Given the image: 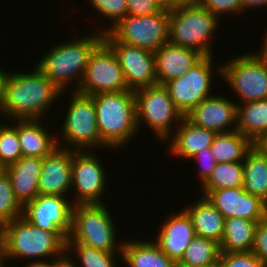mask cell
Instances as JSON below:
<instances>
[{
    "label": "cell",
    "mask_w": 267,
    "mask_h": 267,
    "mask_svg": "<svg viewBox=\"0 0 267 267\" xmlns=\"http://www.w3.org/2000/svg\"><path fill=\"white\" fill-rule=\"evenodd\" d=\"M66 241L64 233L43 230L21 216L3 225L4 265L7 267L6 261L21 258L53 259L66 249Z\"/></svg>",
    "instance_id": "obj_4"
},
{
    "label": "cell",
    "mask_w": 267,
    "mask_h": 267,
    "mask_svg": "<svg viewBox=\"0 0 267 267\" xmlns=\"http://www.w3.org/2000/svg\"><path fill=\"white\" fill-rule=\"evenodd\" d=\"M243 188L267 204V152L254 145L243 161Z\"/></svg>",
    "instance_id": "obj_26"
},
{
    "label": "cell",
    "mask_w": 267,
    "mask_h": 267,
    "mask_svg": "<svg viewBox=\"0 0 267 267\" xmlns=\"http://www.w3.org/2000/svg\"><path fill=\"white\" fill-rule=\"evenodd\" d=\"M252 252L267 265V215L257 223Z\"/></svg>",
    "instance_id": "obj_38"
},
{
    "label": "cell",
    "mask_w": 267,
    "mask_h": 267,
    "mask_svg": "<svg viewBox=\"0 0 267 267\" xmlns=\"http://www.w3.org/2000/svg\"><path fill=\"white\" fill-rule=\"evenodd\" d=\"M42 162V157L22 156L15 163L5 167L13 193L22 206L39 195Z\"/></svg>",
    "instance_id": "obj_21"
},
{
    "label": "cell",
    "mask_w": 267,
    "mask_h": 267,
    "mask_svg": "<svg viewBox=\"0 0 267 267\" xmlns=\"http://www.w3.org/2000/svg\"><path fill=\"white\" fill-rule=\"evenodd\" d=\"M91 97L94 100L101 147H124L138 132L135 92L99 93Z\"/></svg>",
    "instance_id": "obj_3"
},
{
    "label": "cell",
    "mask_w": 267,
    "mask_h": 267,
    "mask_svg": "<svg viewBox=\"0 0 267 267\" xmlns=\"http://www.w3.org/2000/svg\"><path fill=\"white\" fill-rule=\"evenodd\" d=\"M109 212L104 203L74 205L71 230L66 242H78L95 249L122 253L124 241L117 243L115 223Z\"/></svg>",
    "instance_id": "obj_5"
},
{
    "label": "cell",
    "mask_w": 267,
    "mask_h": 267,
    "mask_svg": "<svg viewBox=\"0 0 267 267\" xmlns=\"http://www.w3.org/2000/svg\"><path fill=\"white\" fill-rule=\"evenodd\" d=\"M201 2L202 0H174V7L200 5Z\"/></svg>",
    "instance_id": "obj_45"
},
{
    "label": "cell",
    "mask_w": 267,
    "mask_h": 267,
    "mask_svg": "<svg viewBox=\"0 0 267 267\" xmlns=\"http://www.w3.org/2000/svg\"><path fill=\"white\" fill-rule=\"evenodd\" d=\"M213 56H205L198 64L186 74L167 82L164 86L168 89L173 104L185 117L196 105L207 97L212 96L211 85L215 69ZM214 70V71H213Z\"/></svg>",
    "instance_id": "obj_12"
},
{
    "label": "cell",
    "mask_w": 267,
    "mask_h": 267,
    "mask_svg": "<svg viewBox=\"0 0 267 267\" xmlns=\"http://www.w3.org/2000/svg\"><path fill=\"white\" fill-rule=\"evenodd\" d=\"M23 206L13 193L12 184L6 172L0 175V224L11 222L22 216Z\"/></svg>",
    "instance_id": "obj_34"
},
{
    "label": "cell",
    "mask_w": 267,
    "mask_h": 267,
    "mask_svg": "<svg viewBox=\"0 0 267 267\" xmlns=\"http://www.w3.org/2000/svg\"><path fill=\"white\" fill-rule=\"evenodd\" d=\"M89 2L97 10L96 12L111 20L109 22L111 25L108 28H104L103 33L108 32L120 20L127 16L126 0H89Z\"/></svg>",
    "instance_id": "obj_35"
},
{
    "label": "cell",
    "mask_w": 267,
    "mask_h": 267,
    "mask_svg": "<svg viewBox=\"0 0 267 267\" xmlns=\"http://www.w3.org/2000/svg\"><path fill=\"white\" fill-rule=\"evenodd\" d=\"M218 267H267L252 251L220 253Z\"/></svg>",
    "instance_id": "obj_36"
},
{
    "label": "cell",
    "mask_w": 267,
    "mask_h": 267,
    "mask_svg": "<svg viewBox=\"0 0 267 267\" xmlns=\"http://www.w3.org/2000/svg\"><path fill=\"white\" fill-rule=\"evenodd\" d=\"M127 15L143 16L159 12L163 7L155 0H126Z\"/></svg>",
    "instance_id": "obj_40"
},
{
    "label": "cell",
    "mask_w": 267,
    "mask_h": 267,
    "mask_svg": "<svg viewBox=\"0 0 267 267\" xmlns=\"http://www.w3.org/2000/svg\"><path fill=\"white\" fill-rule=\"evenodd\" d=\"M228 98L221 95L207 97L186 114L185 118L194 125L215 133L234 131L237 127V103Z\"/></svg>",
    "instance_id": "obj_17"
},
{
    "label": "cell",
    "mask_w": 267,
    "mask_h": 267,
    "mask_svg": "<svg viewBox=\"0 0 267 267\" xmlns=\"http://www.w3.org/2000/svg\"><path fill=\"white\" fill-rule=\"evenodd\" d=\"M176 131H173L167 141H169V152L175 157L189 159L192 158L198 151L209 148L217 133L206 128L198 127L188 121L185 117L182 121L175 125ZM172 139H171V138Z\"/></svg>",
    "instance_id": "obj_22"
},
{
    "label": "cell",
    "mask_w": 267,
    "mask_h": 267,
    "mask_svg": "<svg viewBox=\"0 0 267 267\" xmlns=\"http://www.w3.org/2000/svg\"><path fill=\"white\" fill-rule=\"evenodd\" d=\"M41 121L18 120V137L22 156L44 158L58 146L56 140L58 135L51 136L45 129L46 125L44 127Z\"/></svg>",
    "instance_id": "obj_24"
},
{
    "label": "cell",
    "mask_w": 267,
    "mask_h": 267,
    "mask_svg": "<svg viewBox=\"0 0 267 267\" xmlns=\"http://www.w3.org/2000/svg\"><path fill=\"white\" fill-rule=\"evenodd\" d=\"M163 8L171 9L174 7V0H155Z\"/></svg>",
    "instance_id": "obj_48"
},
{
    "label": "cell",
    "mask_w": 267,
    "mask_h": 267,
    "mask_svg": "<svg viewBox=\"0 0 267 267\" xmlns=\"http://www.w3.org/2000/svg\"><path fill=\"white\" fill-rule=\"evenodd\" d=\"M155 67L157 84L165 85L172 79L186 74L205 56L195 49L174 45L170 42L162 45L156 52Z\"/></svg>",
    "instance_id": "obj_20"
},
{
    "label": "cell",
    "mask_w": 267,
    "mask_h": 267,
    "mask_svg": "<svg viewBox=\"0 0 267 267\" xmlns=\"http://www.w3.org/2000/svg\"><path fill=\"white\" fill-rule=\"evenodd\" d=\"M66 250L78 255V267H117L116 256L120 254L122 257V253L103 251L78 242H66Z\"/></svg>",
    "instance_id": "obj_32"
},
{
    "label": "cell",
    "mask_w": 267,
    "mask_h": 267,
    "mask_svg": "<svg viewBox=\"0 0 267 267\" xmlns=\"http://www.w3.org/2000/svg\"><path fill=\"white\" fill-rule=\"evenodd\" d=\"M136 100V122L140 130L143 122L162 141L169 138L174 129L173 121L180 123L184 116L173 104L168 89L164 85H153L137 89ZM143 121V122H142Z\"/></svg>",
    "instance_id": "obj_8"
},
{
    "label": "cell",
    "mask_w": 267,
    "mask_h": 267,
    "mask_svg": "<svg viewBox=\"0 0 267 267\" xmlns=\"http://www.w3.org/2000/svg\"><path fill=\"white\" fill-rule=\"evenodd\" d=\"M13 122L10 126L6 123L0 126V163L4 167L15 163L22 157L18 137V120Z\"/></svg>",
    "instance_id": "obj_33"
},
{
    "label": "cell",
    "mask_w": 267,
    "mask_h": 267,
    "mask_svg": "<svg viewBox=\"0 0 267 267\" xmlns=\"http://www.w3.org/2000/svg\"><path fill=\"white\" fill-rule=\"evenodd\" d=\"M62 93L65 92L60 91L36 66L29 73L10 72L1 106L3 117L6 116L10 122L40 120Z\"/></svg>",
    "instance_id": "obj_1"
},
{
    "label": "cell",
    "mask_w": 267,
    "mask_h": 267,
    "mask_svg": "<svg viewBox=\"0 0 267 267\" xmlns=\"http://www.w3.org/2000/svg\"><path fill=\"white\" fill-rule=\"evenodd\" d=\"M1 115L3 116V112L1 111V108H0V119H2V118H1ZM0 121H1V120H0ZM2 124H3V123L0 122V126H1Z\"/></svg>",
    "instance_id": "obj_51"
},
{
    "label": "cell",
    "mask_w": 267,
    "mask_h": 267,
    "mask_svg": "<svg viewBox=\"0 0 267 267\" xmlns=\"http://www.w3.org/2000/svg\"><path fill=\"white\" fill-rule=\"evenodd\" d=\"M241 5L243 7V11L251 8L257 7H267V0H241Z\"/></svg>",
    "instance_id": "obj_43"
},
{
    "label": "cell",
    "mask_w": 267,
    "mask_h": 267,
    "mask_svg": "<svg viewBox=\"0 0 267 267\" xmlns=\"http://www.w3.org/2000/svg\"><path fill=\"white\" fill-rule=\"evenodd\" d=\"M243 162L217 163L209 178L201 185L202 196L211 191L243 186Z\"/></svg>",
    "instance_id": "obj_31"
},
{
    "label": "cell",
    "mask_w": 267,
    "mask_h": 267,
    "mask_svg": "<svg viewBox=\"0 0 267 267\" xmlns=\"http://www.w3.org/2000/svg\"><path fill=\"white\" fill-rule=\"evenodd\" d=\"M264 43L263 46H262V49L260 52H255L258 57L265 63L266 67H267V31L266 33L264 34Z\"/></svg>",
    "instance_id": "obj_44"
},
{
    "label": "cell",
    "mask_w": 267,
    "mask_h": 267,
    "mask_svg": "<svg viewBox=\"0 0 267 267\" xmlns=\"http://www.w3.org/2000/svg\"><path fill=\"white\" fill-rule=\"evenodd\" d=\"M220 256L219 244L208 238L195 236L177 267H218Z\"/></svg>",
    "instance_id": "obj_30"
},
{
    "label": "cell",
    "mask_w": 267,
    "mask_h": 267,
    "mask_svg": "<svg viewBox=\"0 0 267 267\" xmlns=\"http://www.w3.org/2000/svg\"><path fill=\"white\" fill-rule=\"evenodd\" d=\"M255 144L239 131L217 133L210 146L217 163L243 162Z\"/></svg>",
    "instance_id": "obj_29"
},
{
    "label": "cell",
    "mask_w": 267,
    "mask_h": 267,
    "mask_svg": "<svg viewBox=\"0 0 267 267\" xmlns=\"http://www.w3.org/2000/svg\"><path fill=\"white\" fill-rule=\"evenodd\" d=\"M122 259L128 267H177L152 240H124Z\"/></svg>",
    "instance_id": "obj_27"
},
{
    "label": "cell",
    "mask_w": 267,
    "mask_h": 267,
    "mask_svg": "<svg viewBox=\"0 0 267 267\" xmlns=\"http://www.w3.org/2000/svg\"><path fill=\"white\" fill-rule=\"evenodd\" d=\"M0 267H5L3 261V225L0 224Z\"/></svg>",
    "instance_id": "obj_47"
},
{
    "label": "cell",
    "mask_w": 267,
    "mask_h": 267,
    "mask_svg": "<svg viewBox=\"0 0 267 267\" xmlns=\"http://www.w3.org/2000/svg\"><path fill=\"white\" fill-rule=\"evenodd\" d=\"M72 91L71 102L66 116L63 117L65 119L61 128L62 133H59V136H62L56 139L60 142L57 141V145L66 149L72 146V150H94L95 147L97 149V146H101V137L98 132L94 100L91 96Z\"/></svg>",
    "instance_id": "obj_7"
},
{
    "label": "cell",
    "mask_w": 267,
    "mask_h": 267,
    "mask_svg": "<svg viewBox=\"0 0 267 267\" xmlns=\"http://www.w3.org/2000/svg\"><path fill=\"white\" fill-rule=\"evenodd\" d=\"M197 202V203H196ZM191 205V206H190ZM184 210L191 218L196 236L212 239L218 244L222 241L225 218L214 205L202 196Z\"/></svg>",
    "instance_id": "obj_23"
},
{
    "label": "cell",
    "mask_w": 267,
    "mask_h": 267,
    "mask_svg": "<svg viewBox=\"0 0 267 267\" xmlns=\"http://www.w3.org/2000/svg\"><path fill=\"white\" fill-rule=\"evenodd\" d=\"M73 150L56 147L43 158L39 177V194L58 195L68 197L72 190V162Z\"/></svg>",
    "instance_id": "obj_18"
},
{
    "label": "cell",
    "mask_w": 267,
    "mask_h": 267,
    "mask_svg": "<svg viewBox=\"0 0 267 267\" xmlns=\"http://www.w3.org/2000/svg\"><path fill=\"white\" fill-rule=\"evenodd\" d=\"M199 161L201 164L200 170L197 172L199 174L200 185H202L211 175L212 171L214 170L217 162L213 157L210 147L204 148L198 151L192 158Z\"/></svg>",
    "instance_id": "obj_39"
},
{
    "label": "cell",
    "mask_w": 267,
    "mask_h": 267,
    "mask_svg": "<svg viewBox=\"0 0 267 267\" xmlns=\"http://www.w3.org/2000/svg\"><path fill=\"white\" fill-rule=\"evenodd\" d=\"M200 6L218 18L225 13H244L241 0H202Z\"/></svg>",
    "instance_id": "obj_37"
},
{
    "label": "cell",
    "mask_w": 267,
    "mask_h": 267,
    "mask_svg": "<svg viewBox=\"0 0 267 267\" xmlns=\"http://www.w3.org/2000/svg\"><path fill=\"white\" fill-rule=\"evenodd\" d=\"M259 145L267 152V136L259 143Z\"/></svg>",
    "instance_id": "obj_49"
},
{
    "label": "cell",
    "mask_w": 267,
    "mask_h": 267,
    "mask_svg": "<svg viewBox=\"0 0 267 267\" xmlns=\"http://www.w3.org/2000/svg\"><path fill=\"white\" fill-rule=\"evenodd\" d=\"M9 71L6 72V70H0V108L3 104L4 97H5V89H6V81L9 76Z\"/></svg>",
    "instance_id": "obj_42"
},
{
    "label": "cell",
    "mask_w": 267,
    "mask_h": 267,
    "mask_svg": "<svg viewBox=\"0 0 267 267\" xmlns=\"http://www.w3.org/2000/svg\"><path fill=\"white\" fill-rule=\"evenodd\" d=\"M108 32L119 42L156 52L168 42L169 9L150 15H127Z\"/></svg>",
    "instance_id": "obj_10"
},
{
    "label": "cell",
    "mask_w": 267,
    "mask_h": 267,
    "mask_svg": "<svg viewBox=\"0 0 267 267\" xmlns=\"http://www.w3.org/2000/svg\"><path fill=\"white\" fill-rule=\"evenodd\" d=\"M224 64L216 69L218 75L233 88L242 103L267 99V67L255 51Z\"/></svg>",
    "instance_id": "obj_9"
},
{
    "label": "cell",
    "mask_w": 267,
    "mask_h": 267,
    "mask_svg": "<svg viewBox=\"0 0 267 267\" xmlns=\"http://www.w3.org/2000/svg\"><path fill=\"white\" fill-rule=\"evenodd\" d=\"M73 253H69L66 249L59 255L51 259V267H78L77 261L73 260L70 256Z\"/></svg>",
    "instance_id": "obj_41"
},
{
    "label": "cell",
    "mask_w": 267,
    "mask_h": 267,
    "mask_svg": "<svg viewBox=\"0 0 267 267\" xmlns=\"http://www.w3.org/2000/svg\"><path fill=\"white\" fill-rule=\"evenodd\" d=\"M236 130L255 145L267 136V99L237 102Z\"/></svg>",
    "instance_id": "obj_25"
},
{
    "label": "cell",
    "mask_w": 267,
    "mask_h": 267,
    "mask_svg": "<svg viewBox=\"0 0 267 267\" xmlns=\"http://www.w3.org/2000/svg\"><path fill=\"white\" fill-rule=\"evenodd\" d=\"M5 172V167L0 163V175Z\"/></svg>",
    "instance_id": "obj_50"
},
{
    "label": "cell",
    "mask_w": 267,
    "mask_h": 267,
    "mask_svg": "<svg viewBox=\"0 0 267 267\" xmlns=\"http://www.w3.org/2000/svg\"><path fill=\"white\" fill-rule=\"evenodd\" d=\"M90 152V153H89ZM97 152L92 150H73L71 173L72 186L75 189L76 204L103 203V192L107 186L106 170H104ZM102 199V200H101Z\"/></svg>",
    "instance_id": "obj_13"
},
{
    "label": "cell",
    "mask_w": 267,
    "mask_h": 267,
    "mask_svg": "<svg viewBox=\"0 0 267 267\" xmlns=\"http://www.w3.org/2000/svg\"><path fill=\"white\" fill-rule=\"evenodd\" d=\"M165 221L157 236L154 237L156 238L154 242L167 257L177 264L196 233L191 218L183 209L177 213L173 211Z\"/></svg>",
    "instance_id": "obj_19"
},
{
    "label": "cell",
    "mask_w": 267,
    "mask_h": 267,
    "mask_svg": "<svg viewBox=\"0 0 267 267\" xmlns=\"http://www.w3.org/2000/svg\"><path fill=\"white\" fill-rule=\"evenodd\" d=\"M77 38L53 45L36 64V67L62 92L68 91V86L74 83L72 81H75L73 85L76 88L73 89L78 90L90 54L103 40V32L101 30L96 34H86Z\"/></svg>",
    "instance_id": "obj_2"
},
{
    "label": "cell",
    "mask_w": 267,
    "mask_h": 267,
    "mask_svg": "<svg viewBox=\"0 0 267 267\" xmlns=\"http://www.w3.org/2000/svg\"><path fill=\"white\" fill-rule=\"evenodd\" d=\"M219 25L218 17L200 5L169 9L168 42L213 56L211 41Z\"/></svg>",
    "instance_id": "obj_6"
},
{
    "label": "cell",
    "mask_w": 267,
    "mask_h": 267,
    "mask_svg": "<svg viewBox=\"0 0 267 267\" xmlns=\"http://www.w3.org/2000/svg\"><path fill=\"white\" fill-rule=\"evenodd\" d=\"M47 260H36V261H30V263H28L27 265H26V267H51V260L49 261H47Z\"/></svg>",
    "instance_id": "obj_46"
},
{
    "label": "cell",
    "mask_w": 267,
    "mask_h": 267,
    "mask_svg": "<svg viewBox=\"0 0 267 267\" xmlns=\"http://www.w3.org/2000/svg\"><path fill=\"white\" fill-rule=\"evenodd\" d=\"M128 90L130 89L114 51L102 40L90 54L83 79L76 92L92 96Z\"/></svg>",
    "instance_id": "obj_11"
},
{
    "label": "cell",
    "mask_w": 267,
    "mask_h": 267,
    "mask_svg": "<svg viewBox=\"0 0 267 267\" xmlns=\"http://www.w3.org/2000/svg\"><path fill=\"white\" fill-rule=\"evenodd\" d=\"M258 222L245 218L225 219L220 253L252 251Z\"/></svg>",
    "instance_id": "obj_28"
},
{
    "label": "cell",
    "mask_w": 267,
    "mask_h": 267,
    "mask_svg": "<svg viewBox=\"0 0 267 267\" xmlns=\"http://www.w3.org/2000/svg\"><path fill=\"white\" fill-rule=\"evenodd\" d=\"M206 197L225 219L234 217L260 221L267 215V204L242 186L214 190Z\"/></svg>",
    "instance_id": "obj_16"
},
{
    "label": "cell",
    "mask_w": 267,
    "mask_h": 267,
    "mask_svg": "<svg viewBox=\"0 0 267 267\" xmlns=\"http://www.w3.org/2000/svg\"><path fill=\"white\" fill-rule=\"evenodd\" d=\"M71 199L39 194L23 206L22 217L36 227L53 233H64L68 237L74 206Z\"/></svg>",
    "instance_id": "obj_15"
},
{
    "label": "cell",
    "mask_w": 267,
    "mask_h": 267,
    "mask_svg": "<svg viewBox=\"0 0 267 267\" xmlns=\"http://www.w3.org/2000/svg\"><path fill=\"white\" fill-rule=\"evenodd\" d=\"M103 40L114 51L130 90L157 85L154 52L119 42L109 32Z\"/></svg>",
    "instance_id": "obj_14"
}]
</instances>
